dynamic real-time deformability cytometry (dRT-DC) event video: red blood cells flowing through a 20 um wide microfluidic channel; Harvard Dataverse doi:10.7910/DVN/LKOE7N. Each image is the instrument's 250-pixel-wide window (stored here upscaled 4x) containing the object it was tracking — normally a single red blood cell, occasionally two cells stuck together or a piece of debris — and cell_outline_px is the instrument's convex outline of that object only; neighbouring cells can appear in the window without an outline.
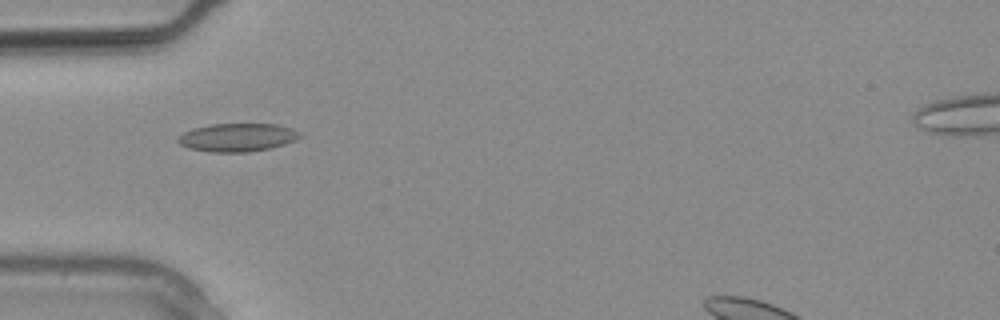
{"species": "common noctule bat (a hibernating species)", "species_latin": "Nyctalus noctula", "temperature_condition": "warm", "stored_images_in_passage": 7, "camera_frame_rate_fps": 3000, "um_per_image_px": 0.085, "animal": {"sex": "male", "body_mass_g": 20.4}, "frame": {"image": 1, "passage_image": 4, "time_ms": 1.0, "image_size_px": [1000, 320], "cell_outline_px": [[300, 136], [296, 140], [272, 148], [248, 152], [212, 152], [188, 148], [180, 144], [176, 140], [184, 132], [192, 128], [212, 124], [276, 124], [292, 128]], "centroid_in_image_um": [20.15, 11.68], "position_along_channel_um": 64.8, "area_um2": 19.94}}